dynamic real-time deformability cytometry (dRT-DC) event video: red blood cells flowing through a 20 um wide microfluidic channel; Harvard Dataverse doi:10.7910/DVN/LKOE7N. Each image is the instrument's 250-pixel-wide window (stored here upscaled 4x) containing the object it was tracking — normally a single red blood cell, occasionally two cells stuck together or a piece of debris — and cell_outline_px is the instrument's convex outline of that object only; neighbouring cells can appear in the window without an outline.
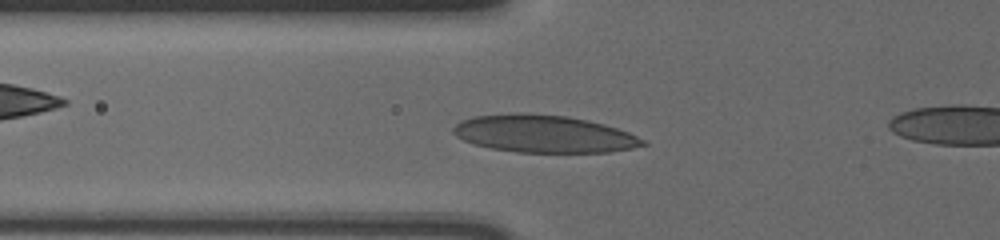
{"species": "human", "species_latin": "Homo sapiens", "temperature_condition": "cold", "stored_images_in_passage": 44, "camera_frame_rate_fps": 3000, "um_per_image_px": 0.085, "donor": {"sex": "male"}, "frame": {"image": 1, "passage_image": 13, "time_ms": 4.0, "image_size_px": [1000, 240], "cell_outline_px": [[648, 144], [632, 148], [608, 152], [516, 152], [492, 148], [472, 144], [456, 136], [452, 132], [452, 128], [460, 120], [472, 116], [520, 112], [568, 116], [588, 120], [604, 124], [628, 132], [644, 140]], "centroid_in_image_um": [46.18, 11.37], "position_along_channel_um": 79.6, "area_um2": 41.44}}
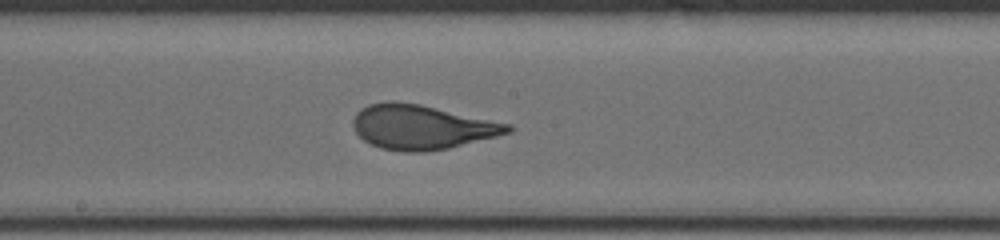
{"frame": {"image": 2, "passage_image": 24, "time_ms": 7.667, "image_size_px": [1000, 240], "cell_outline_px": [[512, 132], [448, 148], [424, 152], [404, 152], [380, 148], [364, 140], [356, 132], [352, 124], [352, 120], [356, 112], [360, 108], [368, 104], [388, 100], [392, 100], [420, 104], [512, 124]], "centroid_in_image_um": [35.82, 10.79], "position_along_channel_um": 212.4, "area_um2": 40.23}}
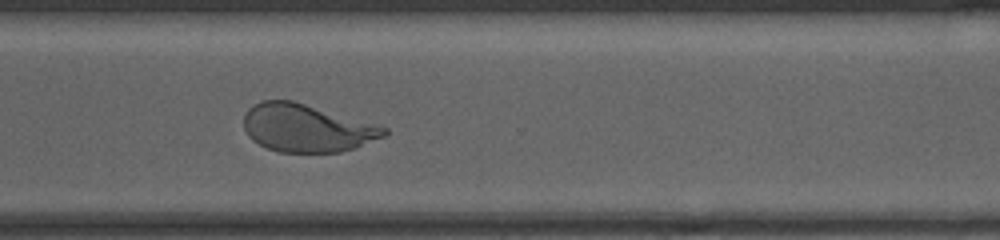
{"frame": {"image": 3, "passage_image": 35, "time_ms": 11.333, "image_size_px": [1000, 240], "cell_outline_px": [[388, 132], [384, 136], [352, 148], [340, 152], [280, 152], [268, 148], [252, 140], [248, 136], [244, 128], [244, 112], [252, 104], [264, 100], [292, 100], [388, 128]], "centroid_in_image_um": [26.01, 10.87], "position_along_channel_um": 344.6, "area_um2": 38.67}}